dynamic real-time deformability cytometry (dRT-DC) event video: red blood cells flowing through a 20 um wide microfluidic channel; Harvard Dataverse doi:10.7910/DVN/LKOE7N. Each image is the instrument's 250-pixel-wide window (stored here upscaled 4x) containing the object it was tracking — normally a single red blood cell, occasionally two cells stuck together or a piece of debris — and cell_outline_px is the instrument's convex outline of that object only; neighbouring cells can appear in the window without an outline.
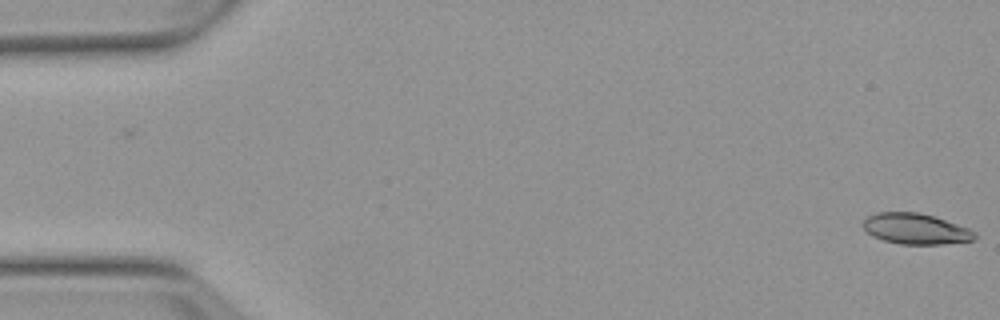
{"species": "Egyptian fruit bat (a non-hibernating species)", "species_latin": "Rousettus aegyptiacus", "temperature_condition": "warm", "stored_images_in_passage": 4, "segment_of_instrument_passage": [2, 2], "camera_frame_rate_fps": 3000, "um_per_image_px": 0.085, "animal": {"sex": "female"}, "frame": {"image": 1, "passage_image": 4, "time_ms": 4.667, "image_size_px": [1000, 320], "cell_outline_px": [[976, 236], [972, 240], [944, 244], [900, 244], [884, 240], [872, 236], [864, 228], [864, 220], [868, 216], [880, 212], [920, 212], [968, 228], [976, 232]], "centroid_in_image_um": [77.83, 19.45], "position_along_channel_um": 7.2, "area_um2": 19.71}}